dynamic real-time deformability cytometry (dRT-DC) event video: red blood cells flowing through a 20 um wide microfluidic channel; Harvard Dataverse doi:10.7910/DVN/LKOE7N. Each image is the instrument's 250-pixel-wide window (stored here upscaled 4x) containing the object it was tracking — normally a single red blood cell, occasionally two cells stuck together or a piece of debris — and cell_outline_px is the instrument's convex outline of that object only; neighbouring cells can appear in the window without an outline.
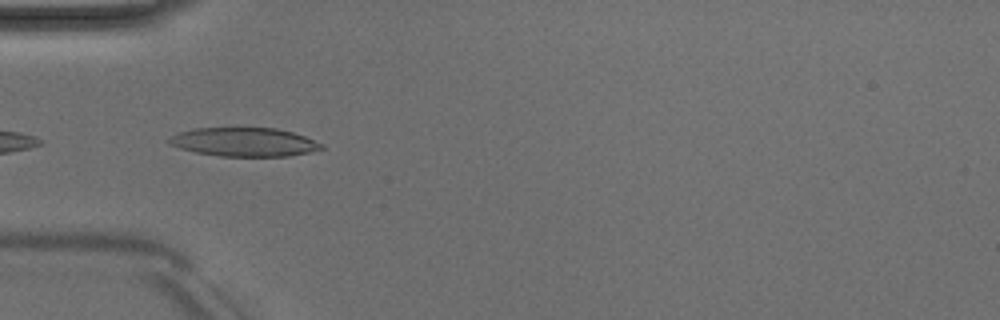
{"species": "Egyptian fruit bat (a non-hibernating species)", "species_latin": "Rousettus aegyptiacus", "temperature_condition": "room temperature", "stored_images_in_passage": 8, "camera_frame_rate_fps": 3000, "um_per_image_px": 0.085, "animal": {"sex": "male"}, "frame": {"image": 1, "passage_image": 1, "time_ms": 0.0, "image_size_px": [1000, 320], "cell_outline_px": [[324, 148], [308, 152], [288, 156], [220, 156], [196, 152], [180, 148], [168, 144], [168, 140], [172, 136], [180, 132], [192, 128], [276, 128], [292, 132], [304, 136], [324, 144]], "centroid_in_image_um": [20.75, 12.07], "position_along_channel_um": 64.2, "area_um2": 25.37}}